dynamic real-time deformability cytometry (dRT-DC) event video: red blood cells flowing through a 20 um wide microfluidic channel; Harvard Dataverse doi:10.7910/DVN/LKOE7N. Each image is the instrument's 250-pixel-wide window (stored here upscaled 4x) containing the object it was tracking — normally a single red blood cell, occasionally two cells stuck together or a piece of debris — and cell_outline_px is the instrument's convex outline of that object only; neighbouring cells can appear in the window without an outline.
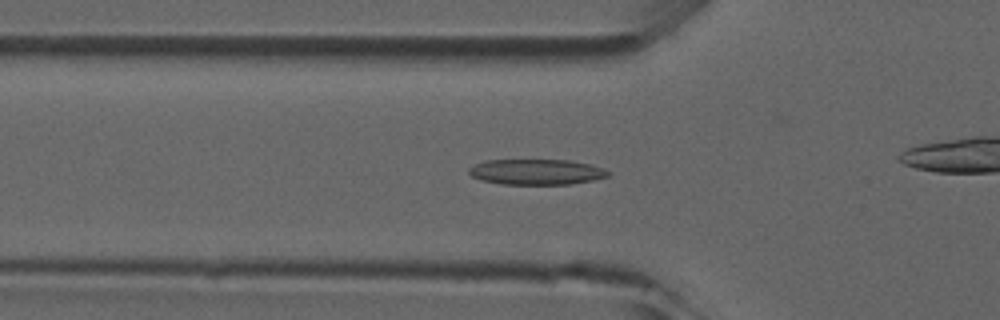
{"species": "common noctule bat (a hibernating species)", "species_latin": "Nyctalus noctula", "temperature_condition": "room temperature", "stored_images_in_passage": 40, "camera_frame_rate_fps": 3000, "um_per_image_px": 0.085, "animal": {"sex": "male", "forearm_length_mm": 52.5}, "frame": {"image": 1, "passage_image": 16, "time_ms": 5.0, "image_size_px": [1000, 320], "cell_outline_px": [[608, 176], [592, 180], [568, 184], [500, 184], [480, 180], [472, 176], [468, 172], [468, 168], [484, 160], [568, 160], [588, 164], [604, 168], [608, 172]], "centroid_in_image_um": [45.54, 14.61], "position_along_channel_um": 80.3, "area_um2": 20.58}}
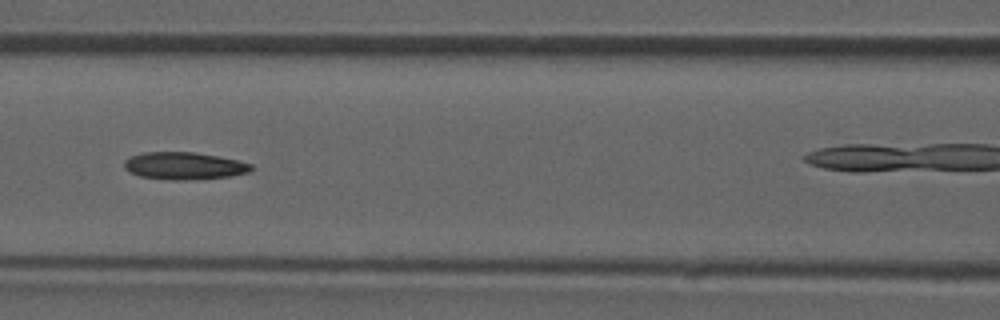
{"frame": {"image": 2, "passage_image": 21, "time_ms": 6.667, "image_size_px": [1000, 320], "cell_outline_px": [[252, 172], [232, 176], [184, 180], [168, 180], [140, 176], [124, 168], [124, 160], [128, 156], [144, 152], [196, 152], [220, 156], [252, 164]], "centroid_in_image_um": [15.66, 14.09], "position_along_channel_um": 150.9, "area_um2": 20.4}}